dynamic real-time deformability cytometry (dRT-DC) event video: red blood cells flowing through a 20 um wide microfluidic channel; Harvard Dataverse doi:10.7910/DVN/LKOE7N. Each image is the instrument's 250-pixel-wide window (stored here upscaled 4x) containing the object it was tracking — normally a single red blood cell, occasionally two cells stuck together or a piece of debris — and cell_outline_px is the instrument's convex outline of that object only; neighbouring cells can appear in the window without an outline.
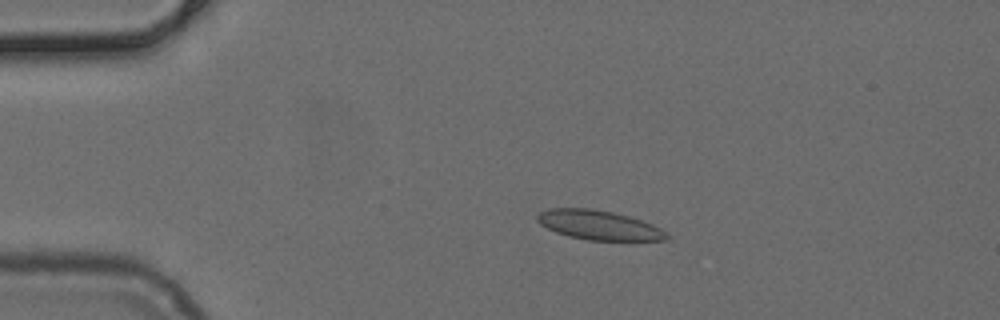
{"species": "common noctule bat (a hibernating species)", "species_latin": "Nyctalus noctula", "temperature_condition": "cold", "stored_images_in_passage": 52, "camera_frame_rate_fps": 3000, "um_per_image_px": 0.085, "animal": {"sex": "female", "body_mass_g": 24.6, "forearm_length_mm": 56.2}, "frame": {"image": 1, "passage_image": 11, "time_ms": 3.333, "image_size_px": [1000, 320], "cell_outline_px": [[672, 236], [668, 240], [588, 240], [568, 236], [556, 232], [540, 224], [536, 220], [536, 216], [540, 212], [548, 208], [592, 208], [612, 212], [628, 216], [652, 224], [660, 228]], "centroid_in_image_um": [50.9, 19.13], "position_along_channel_um": 34.1, "area_um2": 22.2}}
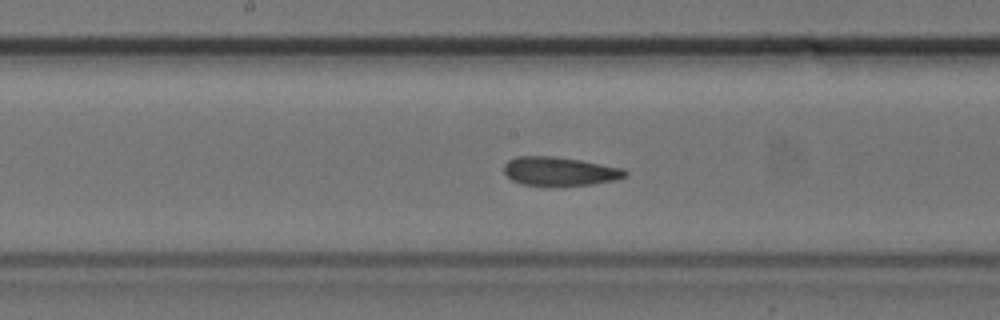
{"frame": {"image": 2, "passage_image": 27, "time_ms": 8.667, "image_size_px": [1000, 320], "cell_outline_px": [[628, 176], [612, 180], [592, 184], [520, 184], [512, 180], [504, 172], [504, 164], [508, 160], [516, 156], [556, 156], [580, 160], [624, 168], [628, 172]], "centroid_in_image_um": [47.57, 14.53], "position_along_channel_um": 200.6, "area_um2": 19.94}}
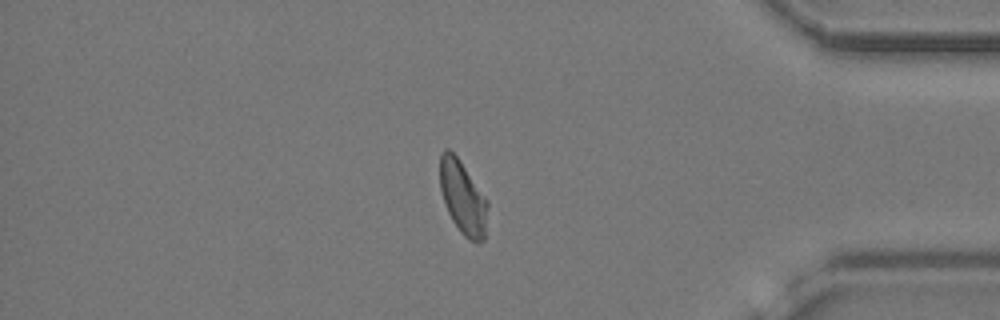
{"frame": {"image": 3, "passage_image": 44, "time_ms": 14.333, "image_size_px": [1000, 320], "cell_outline_px": [[488, 208], [484, 240], [480, 244], [476, 244], [464, 236], [460, 232], [452, 220], [448, 212], [440, 188], [440, 152], [444, 148], [448, 148], [460, 160], [488, 200]], "centroid_in_image_um": [39.35, 16.81], "position_along_channel_um": 395.8, "area_um2": 20.58}}